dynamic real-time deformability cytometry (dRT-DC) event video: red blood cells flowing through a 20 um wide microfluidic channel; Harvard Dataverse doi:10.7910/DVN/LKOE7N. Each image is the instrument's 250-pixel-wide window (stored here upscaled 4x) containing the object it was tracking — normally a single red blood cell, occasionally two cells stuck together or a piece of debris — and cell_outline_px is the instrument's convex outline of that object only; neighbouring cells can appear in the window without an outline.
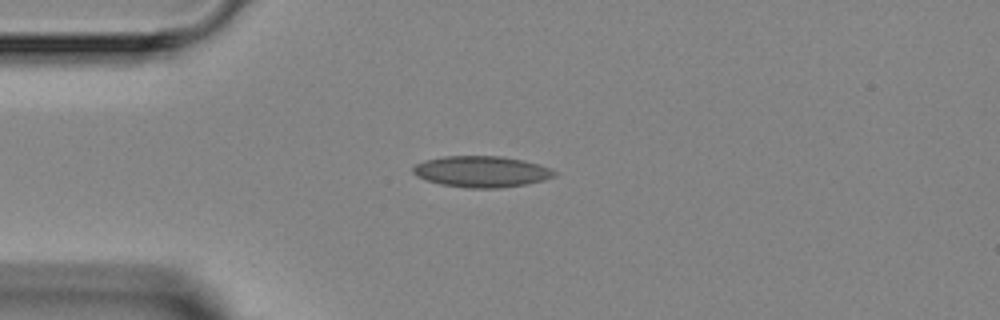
{"species": "Egyptian fruit bat (a non-hibernating species)", "species_latin": "Rousettus aegyptiacus", "temperature_condition": "room temperature", "stored_images_in_passage": 1, "camera_frame_rate_fps": 3000, "um_per_image_px": 0.085, "animal": {"sex": "female"}, "frame": {"image": 1, "passage_image": 1, "time_ms": 0.0, "image_size_px": [1000, 320], "cell_outline_px": [[556, 176], [544, 180], [524, 184], [500, 188], [468, 188], [440, 184], [416, 176], [412, 172], [412, 168], [416, 164], [424, 160], [444, 156], [504, 156], [524, 160], [552, 168], [556, 172]], "centroid_in_image_um": [40.94, 14.58], "position_along_channel_um": 44.1, "area_um2": 25.78}}